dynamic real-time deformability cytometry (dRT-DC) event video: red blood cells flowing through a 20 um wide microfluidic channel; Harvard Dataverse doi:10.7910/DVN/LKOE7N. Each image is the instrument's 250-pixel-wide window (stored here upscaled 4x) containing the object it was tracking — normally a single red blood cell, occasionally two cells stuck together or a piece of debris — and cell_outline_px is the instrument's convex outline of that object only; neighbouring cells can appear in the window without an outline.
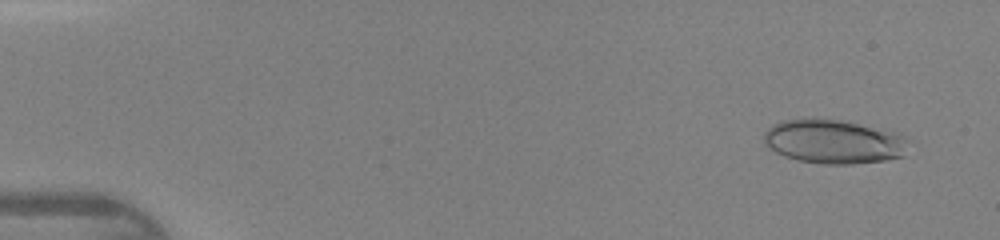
{"species": "human", "species_latin": "Homo sapiens", "temperature_condition": "warm", "stored_images_in_passage": 45, "camera_frame_rate_fps": 3000, "um_per_image_px": 0.085, "donor": {"sex": "female"}, "frame": {"image": 1, "passage_image": 3, "time_ms": 0.667, "image_size_px": [1000, 240], "cell_outline_px": [[904, 156], [884, 160], [852, 164], [824, 164], [796, 160], [784, 156], [776, 152], [764, 140], [764, 132], [772, 124], [780, 120], [812, 116], [840, 120], [892, 132], [900, 136]], "centroid_in_image_um": [70.7, 12.01], "position_along_channel_um": 14.3, "area_um2": 36.59}}
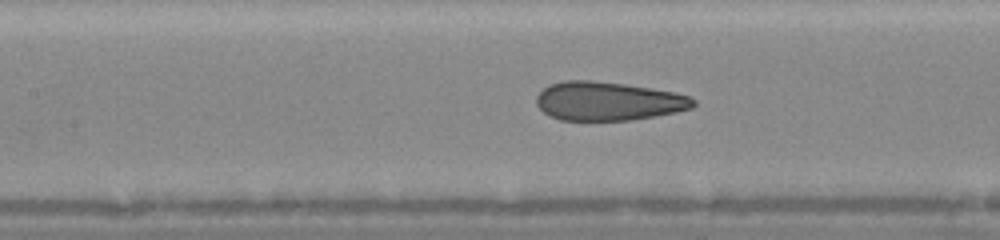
{"frame": {"image": 2, "passage_image": 21, "time_ms": 6.667, "image_size_px": [1000, 240], "cell_outline_px": [[696, 104], [692, 108], [676, 112], [628, 120], [560, 120], [544, 112], [536, 104], [536, 96], [548, 84], [564, 80], [592, 80], [624, 84], [652, 88], [676, 92], [688, 96], [696, 100]], "centroid_in_image_um": [51.69, 8.58], "position_along_channel_um": 155.7, "area_um2": 35.37}}
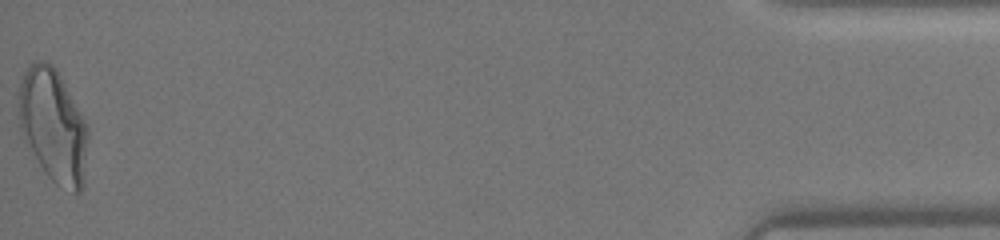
{"frame": {"image": 3, "passage_image": 45, "time_ms": 14.667, "image_size_px": [1000, 240], "cell_outline_px": [[88, 136], [84, 184], [80, 192], [72, 192], [56, 184], [48, 176], [24, 140], [20, 128], [16, 92], [24, 72], [36, 60], [44, 60], [52, 64], [56, 68], [84, 120], [88, 128]], "centroid_in_image_um": [4.5, 10.67], "position_along_channel_um": 430.7, "area_um2": 45.72}}